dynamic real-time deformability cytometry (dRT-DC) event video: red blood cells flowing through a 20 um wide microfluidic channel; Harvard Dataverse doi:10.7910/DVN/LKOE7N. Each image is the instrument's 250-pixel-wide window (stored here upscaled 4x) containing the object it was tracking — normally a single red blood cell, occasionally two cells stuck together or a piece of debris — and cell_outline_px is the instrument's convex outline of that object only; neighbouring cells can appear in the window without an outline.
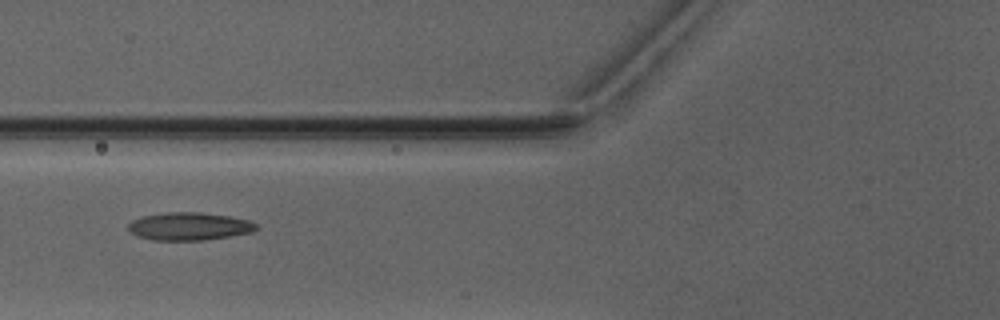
{"species": "Egyptian fruit bat (a non-hibernating species)", "species_latin": "Rousettus aegyptiacus", "temperature_condition": "warm", "stored_images_in_passage": 2, "camera_frame_rate_fps": 3000, "um_per_image_px": 0.085, "animal": {"sex": "male"}, "frame": {"image": 1, "passage_image": 2, "time_ms": 1.0, "image_size_px": [1000, 320], "cell_outline_px": [[256, 228], [252, 232], [228, 236], [200, 240], [152, 240], [140, 236], [132, 232], [128, 228], [128, 224], [132, 220], [140, 216], [168, 212], [200, 212], [232, 216], [248, 220], [256, 224]], "centroid_in_image_um": [16.07, 19.22], "position_along_channel_um": 109.7, "area_um2": 20.58}}